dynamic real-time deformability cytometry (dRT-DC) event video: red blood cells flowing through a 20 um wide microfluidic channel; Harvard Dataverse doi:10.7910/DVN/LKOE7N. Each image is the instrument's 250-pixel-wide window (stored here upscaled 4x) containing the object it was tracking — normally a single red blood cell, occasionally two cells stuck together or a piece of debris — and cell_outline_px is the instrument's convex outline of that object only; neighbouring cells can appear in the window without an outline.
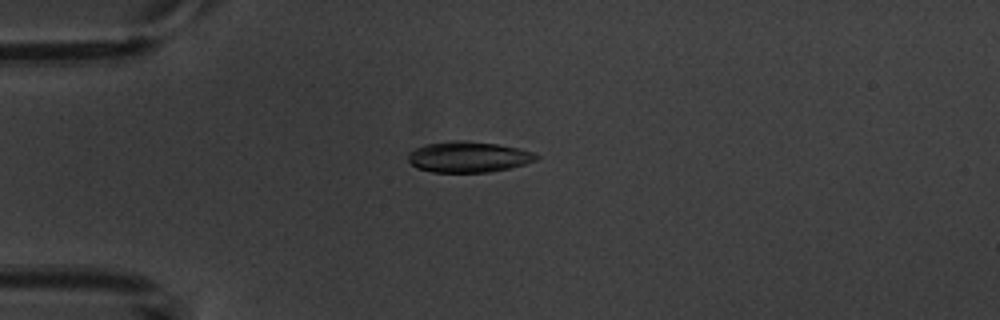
{"species": "common noctule bat (a hibernating species)", "species_latin": "Nyctalus noctula", "temperature_condition": "warm", "stored_images_in_passage": 7, "camera_frame_rate_fps": 3000, "um_per_image_px": 0.085, "animal": {"sex": "male", "body_mass_g": 20.1, "forearm_length_mm": 53.5}, "frame": {"image": 1, "passage_image": 5, "time_ms": 4.667, "image_size_px": [1000, 320], "cell_outline_px": [[540, 156], [536, 160], [512, 168], [488, 172], [432, 172], [416, 168], [408, 160], [408, 152], [424, 144], [452, 140], [464, 140], [496, 144], [520, 148], [532, 152]], "centroid_in_image_um": [39.8, 13.33], "position_along_channel_um": 45.2, "area_um2": 23.18}}